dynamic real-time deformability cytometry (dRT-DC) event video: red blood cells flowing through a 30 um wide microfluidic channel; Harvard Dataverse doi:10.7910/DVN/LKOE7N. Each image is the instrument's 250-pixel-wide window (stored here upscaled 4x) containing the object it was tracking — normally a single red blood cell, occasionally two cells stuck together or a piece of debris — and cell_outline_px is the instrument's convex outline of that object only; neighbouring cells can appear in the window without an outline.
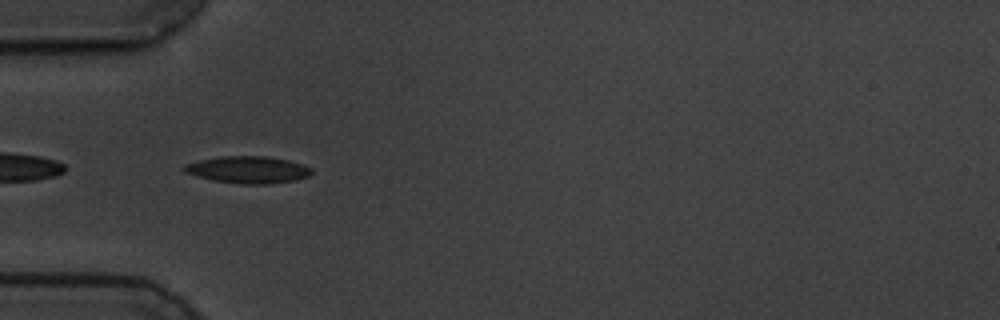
{"species": "common noctule bat (a hibernating species)", "species_latin": "Nyctalus noctula", "temperature_condition": "cold", "stored_images_in_passage": 41, "camera_frame_rate_fps": 3000, "um_per_image_px": 0.085, "animal": {"sex": "male", "body_mass_g": 19.5, "forearm_length_mm": 54.6}, "frame": {"image": 1, "passage_image": 2, "time_ms": 0.333, "image_size_px": [1000, 320], "cell_outline_px": [[312, 172], [308, 176], [296, 180], [268, 184], [240, 184], [216, 180], [184, 172], [180, 168], [184, 164], [200, 160], [220, 156], [268, 156], [288, 160], [312, 168]], "centroid_in_image_um": [21.08, 14.42], "position_along_channel_um": 63.9, "area_um2": 19.94}}
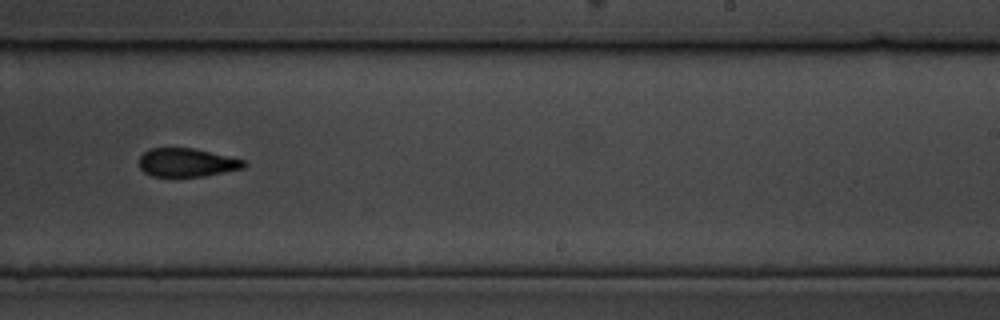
{"frame": {"image": 2, "passage_image": 20, "time_ms": 6.333, "image_size_px": [1000, 320], "cell_outline_px": [[248, 164], [244, 168], [204, 176], [152, 176], [144, 172], [140, 168], [140, 156], [148, 148], [192, 148], [244, 160]], "centroid_in_image_um": [15.87, 13.81], "position_along_channel_um": 273.1, "area_um2": 17.22}}
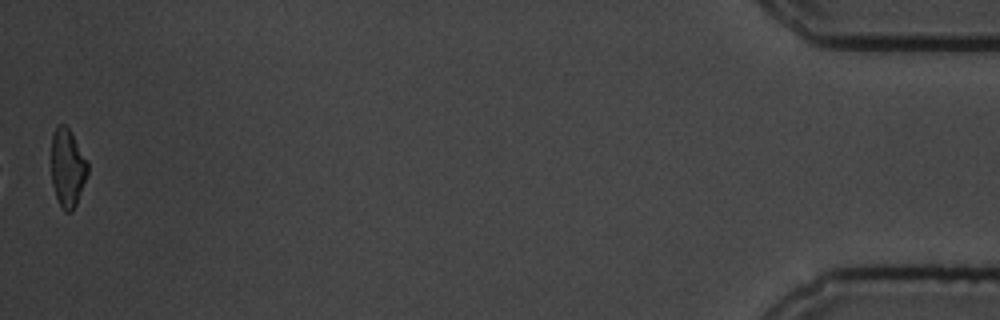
{"frame": {"image": 3, "passage_image": 41, "time_ms": 13.333, "image_size_px": [1000, 320], "cell_outline_px": [[88, 172], [76, 204], [72, 212], [64, 212], [56, 196], [52, 184], [52, 136], [56, 128], [60, 124], [64, 124], [68, 128], [88, 160]], "centroid_in_image_um": [5.75, 14.28], "position_along_channel_um": 429.5, "area_um2": 16.36}, "authors_computed_cell_mechanics": {"area_um2": 18.3804, "velocity_mm_per_s": 3.5135, "shape_relaxation_time_tau1_ms": 2.905, "shape_relaxation_time_tau2_ms": 4.0889, "deformation_change_tau1": 0.1166, "deformation_change_tau2": 0.1218}}